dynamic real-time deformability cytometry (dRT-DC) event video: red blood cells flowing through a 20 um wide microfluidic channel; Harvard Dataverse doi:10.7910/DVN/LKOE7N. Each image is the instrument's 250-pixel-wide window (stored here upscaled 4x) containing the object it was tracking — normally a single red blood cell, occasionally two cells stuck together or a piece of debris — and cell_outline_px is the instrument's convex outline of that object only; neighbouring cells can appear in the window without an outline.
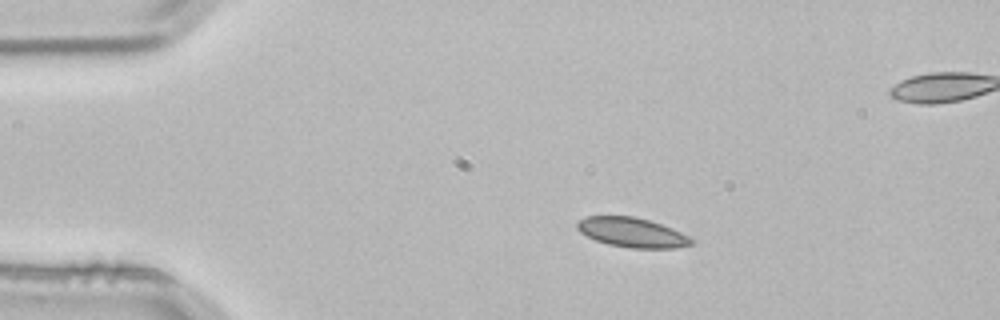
{"species": "common noctule bat (a hibernating species)", "species_latin": "Nyctalus noctula", "temperature_condition": "room temperature", "stored_images_in_passage": 3, "camera_frame_rate_fps": 3000, "um_per_image_px": 0.085, "animal": {"sex": "male", "body_mass_g": 21.5, "forearm_length_mm": 52.0}, "frame": {"image": 1, "passage_image": 1, "time_ms": 0.0, "image_size_px": [1000, 320], "cell_outline_px": [[692, 244], [672, 248], [628, 248], [608, 244], [596, 240], [580, 232], [576, 228], [576, 224], [584, 216], [632, 216], [648, 220], [672, 228], [688, 236], [692, 240]], "centroid_in_image_um": [53.68, 19.75], "position_along_channel_um": 31.3, "area_um2": 19.48}}